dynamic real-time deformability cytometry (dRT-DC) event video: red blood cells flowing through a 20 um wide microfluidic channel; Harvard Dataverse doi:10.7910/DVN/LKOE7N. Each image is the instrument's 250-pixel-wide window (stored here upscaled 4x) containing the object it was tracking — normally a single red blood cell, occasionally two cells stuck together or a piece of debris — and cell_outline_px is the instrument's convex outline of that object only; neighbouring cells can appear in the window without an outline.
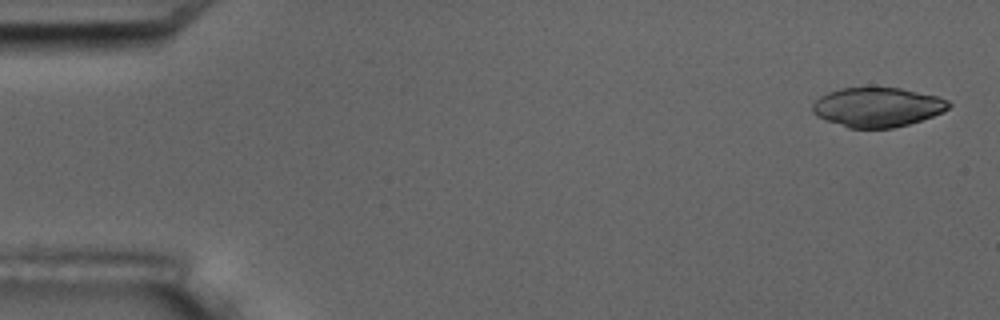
{"species": "common noctule bat (a hibernating species)", "species_latin": "Nyctalus noctula", "temperature_condition": "room temperature", "stored_images_in_passage": 5, "camera_frame_rate_fps": 3000, "um_per_image_px": 0.085, "animal": {"sex": "male", "body_mass_g": 17.5, "forearm_length_mm": 52.3}, "frame": {"image": 1, "passage_image": 1, "time_ms": 0.0, "image_size_px": [1000, 320], "cell_outline_px": [[952, 104], [944, 112], [908, 124], [892, 128], [848, 128], [824, 120], [816, 116], [812, 112], [812, 104], [820, 96], [828, 92], [840, 88], [900, 88], [936, 96], [948, 100]], "centroid_in_image_um": [74.55, 9.11], "position_along_channel_um": 10.5, "area_um2": 31.27}}